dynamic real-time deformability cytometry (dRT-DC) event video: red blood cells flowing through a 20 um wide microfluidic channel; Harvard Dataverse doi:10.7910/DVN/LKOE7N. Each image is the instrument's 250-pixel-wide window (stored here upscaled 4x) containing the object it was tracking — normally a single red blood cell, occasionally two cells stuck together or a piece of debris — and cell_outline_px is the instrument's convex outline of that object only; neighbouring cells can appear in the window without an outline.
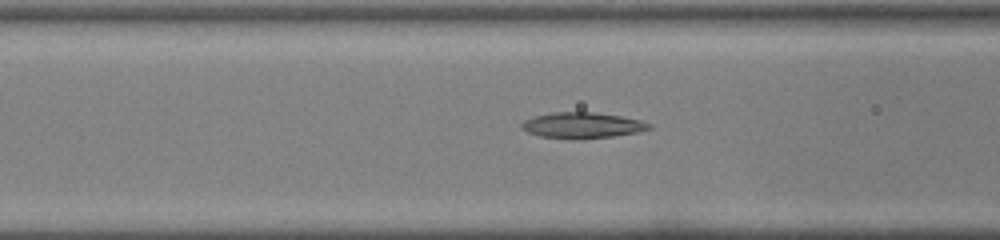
{"species": "common noctule bat (a hibernating species)", "species_latin": "Nyctalus noctula", "temperature_condition": "warm", "stored_images_in_passage": 38, "camera_frame_rate_fps": 3000, "um_per_image_px": 0.085, "animal": {"sex": "male", "body_mass_g": 19.0, "forearm_length_mm": 50.8}, "frame": {"image": 1, "passage_image": 12, "time_ms": 3.667, "image_size_px": [1000, 240], "cell_outline_px": [[652, 128], [636, 132], [612, 136], [572, 140], [540, 136], [528, 132], [520, 128], [520, 124], [524, 120], [536, 116], [552, 112], [596, 112], [620, 116], [640, 120], [652, 124]], "centroid_in_image_um": [49.46, 10.65], "position_along_channel_um": 117.1, "area_um2": 19.25}}
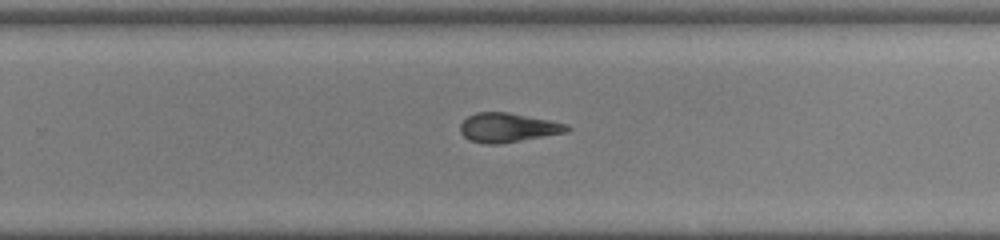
{"frame": {"image": 2, "passage_image": 23, "time_ms": 7.333, "image_size_px": [1000, 240], "cell_outline_px": [[572, 128], [568, 132], [500, 144], [484, 144], [468, 140], [460, 132], [460, 124], [468, 116], [476, 112], [508, 112], [568, 124]], "centroid_in_image_um": [43.16, 10.85], "position_along_channel_um": 286.6, "area_um2": 18.26}}
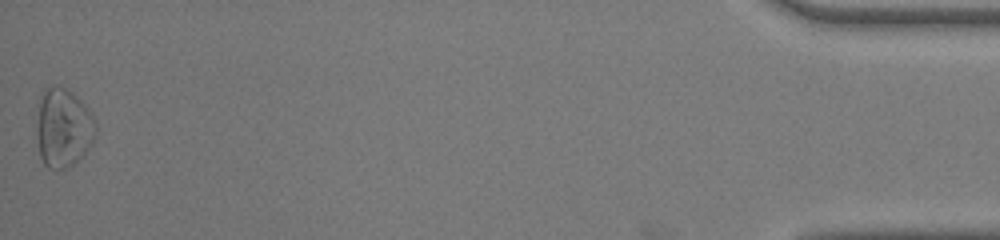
{"frame": {"image": 3, "passage_image": 38, "time_ms": 12.333, "image_size_px": [1000, 240], "cell_outline_px": [[96, 136], [92, 144], [68, 168], [48, 168], [44, 164], [40, 156], [36, 136], [36, 128], [40, 96], [52, 84], [60, 84], [68, 88], [84, 104], [92, 116], [96, 124]], "centroid_in_image_um": [5.36, 10.83], "position_along_channel_um": 429.8, "area_um2": 27.22}}